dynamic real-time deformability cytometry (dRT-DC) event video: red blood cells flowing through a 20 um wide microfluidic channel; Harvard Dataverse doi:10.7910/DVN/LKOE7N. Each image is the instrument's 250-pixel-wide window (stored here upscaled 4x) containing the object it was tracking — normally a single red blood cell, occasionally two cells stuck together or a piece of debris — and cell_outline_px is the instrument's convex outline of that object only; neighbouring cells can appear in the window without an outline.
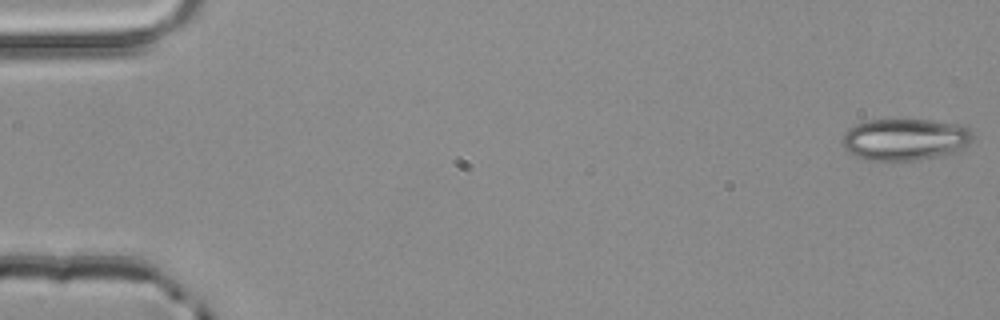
{"species": "common noctule bat (a hibernating species)", "species_latin": "Nyctalus noctula", "temperature_condition": "room temperature", "stored_images_in_passage": 5, "camera_frame_rate_fps": 3000, "um_per_image_px": 0.085, "animal": {"sex": "male", "body_mass_g": 20.4}, "frame": {"image": 1, "passage_image": 1, "time_ms": 0.0, "image_size_px": [1000, 320], "cell_outline_px": [[972, 140], [968, 144], [956, 152], [940, 156], [916, 160], [868, 160], [852, 156], [844, 148], [844, 132], [848, 128], [856, 124], [872, 120], [932, 120], [964, 124], [972, 132]], "centroid_in_image_um": [76.95, 11.85], "position_along_channel_um": 8.1, "area_um2": 31.91}}